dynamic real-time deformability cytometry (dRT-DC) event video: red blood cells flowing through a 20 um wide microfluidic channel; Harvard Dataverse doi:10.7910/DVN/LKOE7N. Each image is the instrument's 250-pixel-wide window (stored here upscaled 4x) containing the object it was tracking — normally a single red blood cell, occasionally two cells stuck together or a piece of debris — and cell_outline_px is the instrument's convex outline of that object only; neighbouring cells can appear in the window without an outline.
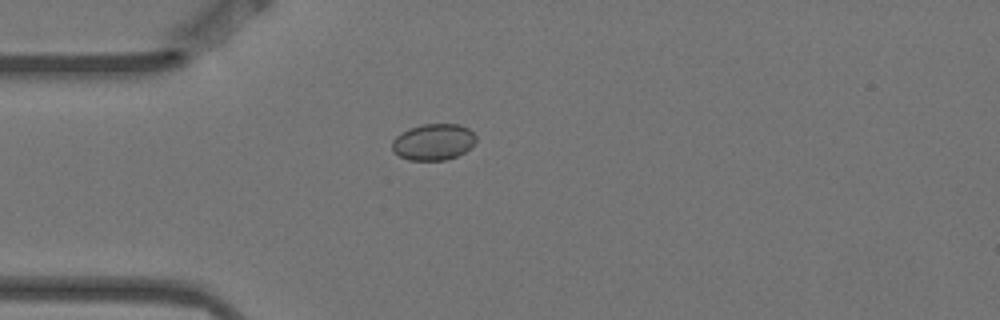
{"species": "Egyptian fruit bat (a non-hibernating species)", "species_latin": "Rousettus aegyptiacus", "temperature_condition": "warm", "stored_images_in_passage": 1, "camera_frame_rate_fps": 3000, "um_per_image_px": 0.085, "animal": {"sex": "female"}, "frame": {"image": 1, "passage_image": 1, "time_ms": 0.0, "image_size_px": [1000, 320], "cell_outline_px": [[476, 140], [464, 152], [456, 156], [444, 160], [408, 160], [392, 152], [392, 140], [396, 136], [408, 128], [424, 124], [460, 124], [468, 128], [476, 136]], "centroid_in_image_um": [36.81, 12.06], "position_along_channel_um": 48.2, "area_um2": 17.74}}